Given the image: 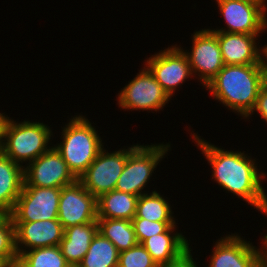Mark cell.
I'll return each mask as SVG.
<instances>
[{"label": "cell", "mask_w": 267, "mask_h": 267, "mask_svg": "<svg viewBox=\"0 0 267 267\" xmlns=\"http://www.w3.org/2000/svg\"><path fill=\"white\" fill-rule=\"evenodd\" d=\"M131 221L140 244L153 235L164 233L170 226L176 224V222L149 221L144 218H133Z\"/></svg>", "instance_id": "4316f807"}, {"label": "cell", "mask_w": 267, "mask_h": 267, "mask_svg": "<svg viewBox=\"0 0 267 267\" xmlns=\"http://www.w3.org/2000/svg\"><path fill=\"white\" fill-rule=\"evenodd\" d=\"M0 256H2L12 267L18 261L16 250L15 226L10 215L0 218Z\"/></svg>", "instance_id": "d4e9b609"}, {"label": "cell", "mask_w": 267, "mask_h": 267, "mask_svg": "<svg viewBox=\"0 0 267 267\" xmlns=\"http://www.w3.org/2000/svg\"><path fill=\"white\" fill-rule=\"evenodd\" d=\"M145 66L171 98L176 87L193 76L189 60L183 48L168 47L147 59Z\"/></svg>", "instance_id": "8fae6325"}, {"label": "cell", "mask_w": 267, "mask_h": 267, "mask_svg": "<svg viewBox=\"0 0 267 267\" xmlns=\"http://www.w3.org/2000/svg\"><path fill=\"white\" fill-rule=\"evenodd\" d=\"M265 215H267V213ZM262 241H264L262 242V246L264 247L261 248V267H267V235L264 236V239Z\"/></svg>", "instance_id": "f546056e"}, {"label": "cell", "mask_w": 267, "mask_h": 267, "mask_svg": "<svg viewBox=\"0 0 267 267\" xmlns=\"http://www.w3.org/2000/svg\"><path fill=\"white\" fill-rule=\"evenodd\" d=\"M167 201L157 191L142 194L138 198L134 218H144L158 222H175L170 204Z\"/></svg>", "instance_id": "603a6c76"}, {"label": "cell", "mask_w": 267, "mask_h": 267, "mask_svg": "<svg viewBox=\"0 0 267 267\" xmlns=\"http://www.w3.org/2000/svg\"><path fill=\"white\" fill-rule=\"evenodd\" d=\"M62 142L54 147L78 179L104 148L101 137L84 116H75L62 128Z\"/></svg>", "instance_id": "3957f363"}, {"label": "cell", "mask_w": 267, "mask_h": 267, "mask_svg": "<svg viewBox=\"0 0 267 267\" xmlns=\"http://www.w3.org/2000/svg\"><path fill=\"white\" fill-rule=\"evenodd\" d=\"M262 65L267 77V45L262 48Z\"/></svg>", "instance_id": "4dcf8cb0"}, {"label": "cell", "mask_w": 267, "mask_h": 267, "mask_svg": "<svg viewBox=\"0 0 267 267\" xmlns=\"http://www.w3.org/2000/svg\"><path fill=\"white\" fill-rule=\"evenodd\" d=\"M97 198L89 193L77 179L61 188L58 220L64 229L97 222Z\"/></svg>", "instance_id": "7c38bea8"}, {"label": "cell", "mask_w": 267, "mask_h": 267, "mask_svg": "<svg viewBox=\"0 0 267 267\" xmlns=\"http://www.w3.org/2000/svg\"><path fill=\"white\" fill-rule=\"evenodd\" d=\"M98 231L110 240L119 252L138 244L132 221L98 218Z\"/></svg>", "instance_id": "44dd1931"}, {"label": "cell", "mask_w": 267, "mask_h": 267, "mask_svg": "<svg viewBox=\"0 0 267 267\" xmlns=\"http://www.w3.org/2000/svg\"><path fill=\"white\" fill-rule=\"evenodd\" d=\"M61 188L23 187L9 214L13 222L58 219Z\"/></svg>", "instance_id": "ba28073f"}, {"label": "cell", "mask_w": 267, "mask_h": 267, "mask_svg": "<svg viewBox=\"0 0 267 267\" xmlns=\"http://www.w3.org/2000/svg\"><path fill=\"white\" fill-rule=\"evenodd\" d=\"M118 259L119 251L115 245L98 231L77 267H117Z\"/></svg>", "instance_id": "7402d4cb"}, {"label": "cell", "mask_w": 267, "mask_h": 267, "mask_svg": "<svg viewBox=\"0 0 267 267\" xmlns=\"http://www.w3.org/2000/svg\"><path fill=\"white\" fill-rule=\"evenodd\" d=\"M226 28L212 31L258 35L267 28V4L263 0H216Z\"/></svg>", "instance_id": "8992f818"}, {"label": "cell", "mask_w": 267, "mask_h": 267, "mask_svg": "<svg viewBox=\"0 0 267 267\" xmlns=\"http://www.w3.org/2000/svg\"><path fill=\"white\" fill-rule=\"evenodd\" d=\"M192 50L187 55L192 73H198L205 87L224 67L216 33L211 29H202L192 36Z\"/></svg>", "instance_id": "4fadbf2b"}, {"label": "cell", "mask_w": 267, "mask_h": 267, "mask_svg": "<svg viewBox=\"0 0 267 267\" xmlns=\"http://www.w3.org/2000/svg\"><path fill=\"white\" fill-rule=\"evenodd\" d=\"M254 111H257L260 116L266 121L267 123V82L266 84L260 89L259 94L257 96L256 104L252 112L247 116L253 114Z\"/></svg>", "instance_id": "f1b7e54d"}, {"label": "cell", "mask_w": 267, "mask_h": 267, "mask_svg": "<svg viewBox=\"0 0 267 267\" xmlns=\"http://www.w3.org/2000/svg\"><path fill=\"white\" fill-rule=\"evenodd\" d=\"M138 196L117 190L97 198L98 218L124 219L131 221L136 215Z\"/></svg>", "instance_id": "ffe728a7"}, {"label": "cell", "mask_w": 267, "mask_h": 267, "mask_svg": "<svg viewBox=\"0 0 267 267\" xmlns=\"http://www.w3.org/2000/svg\"><path fill=\"white\" fill-rule=\"evenodd\" d=\"M7 117L8 116L4 115L3 113H0V145L2 142L3 127H4V124H5Z\"/></svg>", "instance_id": "1f68e13d"}, {"label": "cell", "mask_w": 267, "mask_h": 267, "mask_svg": "<svg viewBox=\"0 0 267 267\" xmlns=\"http://www.w3.org/2000/svg\"><path fill=\"white\" fill-rule=\"evenodd\" d=\"M98 232V222L70 226L64 229V237L59 247L62 255L71 267H77Z\"/></svg>", "instance_id": "ac0fdd59"}, {"label": "cell", "mask_w": 267, "mask_h": 267, "mask_svg": "<svg viewBox=\"0 0 267 267\" xmlns=\"http://www.w3.org/2000/svg\"><path fill=\"white\" fill-rule=\"evenodd\" d=\"M216 242L209 267H261V249L238 234L226 235Z\"/></svg>", "instance_id": "5bb4252c"}, {"label": "cell", "mask_w": 267, "mask_h": 267, "mask_svg": "<svg viewBox=\"0 0 267 267\" xmlns=\"http://www.w3.org/2000/svg\"><path fill=\"white\" fill-rule=\"evenodd\" d=\"M108 153L101 149L95 160L78 178L84 188L96 198L115 190L116 183L122 174L128 154L135 147Z\"/></svg>", "instance_id": "52a82bcc"}, {"label": "cell", "mask_w": 267, "mask_h": 267, "mask_svg": "<svg viewBox=\"0 0 267 267\" xmlns=\"http://www.w3.org/2000/svg\"><path fill=\"white\" fill-rule=\"evenodd\" d=\"M218 38L224 65L262 64V48H257L260 35L214 31Z\"/></svg>", "instance_id": "2e32d148"}, {"label": "cell", "mask_w": 267, "mask_h": 267, "mask_svg": "<svg viewBox=\"0 0 267 267\" xmlns=\"http://www.w3.org/2000/svg\"><path fill=\"white\" fill-rule=\"evenodd\" d=\"M191 248L186 249L179 257L169 263L160 264L158 267H197L192 258Z\"/></svg>", "instance_id": "83f0119b"}, {"label": "cell", "mask_w": 267, "mask_h": 267, "mask_svg": "<svg viewBox=\"0 0 267 267\" xmlns=\"http://www.w3.org/2000/svg\"><path fill=\"white\" fill-rule=\"evenodd\" d=\"M267 77L262 64L224 65L217 75L205 86L215 100L247 116L255 107L260 89Z\"/></svg>", "instance_id": "7a4b0ae2"}, {"label": "cell", "mask_w": 267, "mask_h": 267, "mask_svg": "<svg viewBox=\"0 0 267 267\" xmlns=\"http://www.w3.org/2000/svg\"><path fill=\"white\" fill-rule=\"evenodd\" d=\"M76 180L55 147H51L24 167L23 187L62 188Z\"/></svg>", "instance_id": "9c48e42d"}, {"label": "cell", "mask_w": 267, "mask_h": 267, "mask_svg": "<svg viewBox=\"0 0 267 267\" xmlns=\"http://www.w3.org/2000/svg\"><path fill=\"white\" fill-rule=\"evenodd\" d=\"M0 267H12L2 256H0Z\"/></svg>", "instance_id": "d6a6232c"}, {"label": "cell", "mask_w": 267, "mask_h": 267, "mask_svg": "<svg viewBox=\"0 0 267 267\" xmlns=\"http://www.w3.org/2000/svg\"><path fill=\"white\" fill-rule=\"evenodd\" d=\"M117 267H158L145 247L138 243L128 250L119 252Z\"/></svg>", "instance_id": "484cf974"}, {"label": "cell", "mask_w": 267, "mask_h": 267, "mask_svg": "<svg viewBox=\"0 0 267 267\" xmlns=\"http://www.w3.org/2000/svg\"><path fill=\"white\" fill-rule=\"evenodd\" d=\"M14 226L18 255L37 248L59 246L64 237V228L58 219L14 222Z\"/></svg>", "instance_id": "9a60e30c"}, {"label": "cell", "mask_w": 267, "mask_h": 267, "mask_svg": "<svg viewBox=\"0 0 267 267\" xmlns=\"http://www.w3.org/2000/svg\"><path fill=\"white\" fill-rule=\"evenodd\" d=\"M15 267H71L59 246L43 247L25 251L18 255Z\"/></svg>", "instance_id": "cb8c5ba5"}, {"label": "cell", "mask_w": 267, "mask_h": 267, "mask_svg": "<svg viewBox=\"0 0 267 267\" xmlns=\"http://www.w3.org/2000/svg\"><path fill=\"white\" fill-rule=\"evenodd\" d=\"M175 227L176 224L170 226L164 233L153 235L142 243L157 266L171 262L189 248L190 244L184 235L173 233Z\"/></svg>", "instance_id": "d6986e66"}, {"label": "cell", "mask_w": 267, "mask_h": 267, "mask_svg": "<svg viewBox=\"0 0 267 267\" xmlns=\"http://www.w3.org/2000/svg\"><path fill=\"white\" fill-rule=\"evenodd\" d=\"M197 147L205 154L212 167V179L225 190L242 198L250 206L267 213V195L261 181L265 178L255 164V159L241 151H225L192 134ZM260 172V173H259ZM214 177V178H213Z\"/></svg>", "instance_id": "6da1fadb"}, {"label": "cell", "mask_w": 267, "mask_h": 267, "mask_svg": "<svg viewBox=\"0 0 267 267\" xmlns=\"http://www.w3.org/2000/svg\"><path fill=\"white\" fill-rule=\"evenodd\" d=\"M118 96V105L125 110L157 111L171 99L146 66L121 90Z\"/></svg>", "instance_id": "30bf717a"}, {"label": "cell", "mask_w": 267, "mask_h": 267, "mask_svg": "<svg viewBox=\"0 0 267 267\" xmlns=\"http://www.w3.org/2000/svg\"><path fill=\"white\" fill-rule=\"evenodd\" d=\"M51 135L48 125L41 122L18 123L7 117L0 151L15 163H30L51 148L47 146Z\"/></svg>", "instance_id": "277c9868"}, {"label": "cell", "mask_w": 267, "mask_h": 267, "mask_svg": "<svg viewBox=\"0 0 267 267\" xmlns=\"http://www.w3.org/2000/svg\"><path fill=\"white\" fill-rule=\"evenodd\" d=\"M24 185V166L0 151V212L9 215Z\"/></svg>", "instance_id": "e0dca14e"}, {"label": "cell", "mask_w": 267, "mask_h": 267, "mask_svg": "<svg viewBox=\"0 0 267 267\" xmlns=\"http://www.w3.org/2000/svg\"><path fill=\"white\" fill-rule=\"evenodd\" d=\"M170 144L136 145L128 154L127 161L120 175L115 190L140 197L154 169L165 154Z\"/></svg>", "instance_id": "5b68a950"}]
</instances>
